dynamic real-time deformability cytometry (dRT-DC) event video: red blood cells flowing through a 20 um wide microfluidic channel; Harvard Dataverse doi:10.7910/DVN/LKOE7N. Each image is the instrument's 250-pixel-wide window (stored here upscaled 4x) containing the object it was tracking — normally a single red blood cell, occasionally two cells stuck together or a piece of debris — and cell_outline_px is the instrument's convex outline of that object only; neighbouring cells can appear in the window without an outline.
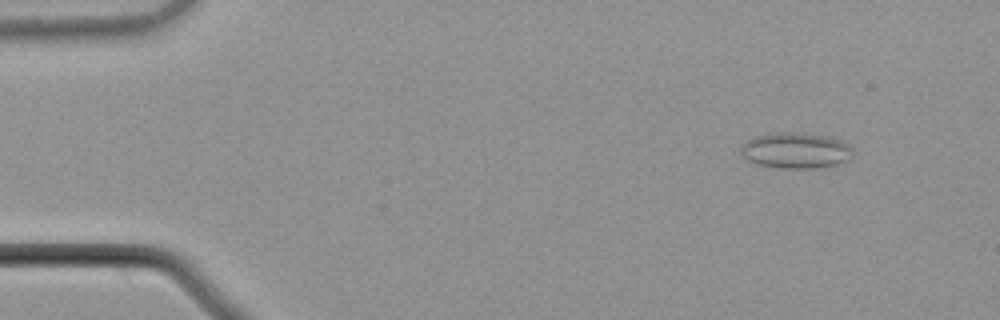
{"species": "common noctule bat (a hibernating species)", "species_latin": "Nyctalus noctula", "temperature_condition": "cold", "stored_images_in_passage": 56, "camera_frame_rate_fps": 3000, "um_per_image_px": 0.085, "animal": {"sex": "male", "body_mass_g": 21.5, "forearm_length_mm": 52.0}, "frame": {"image": 1, "passage_image": 6, "time_ms": 1.667, "image_size_px": [1000, 320], "cell_outline_px": [[852, 160], [836, 164], [816, 168], [780, 168], [756, 164], [748, 160], [740, 152], [740, 148], [752, 136], [780, 132], [800, 132], [824, 136], [840, 140], [848, 144], [852, 148]], "centroid_in_image_um": [67.64, 12.79], "position_along_channel_um": 17.4, "area_um2": 23.47}}
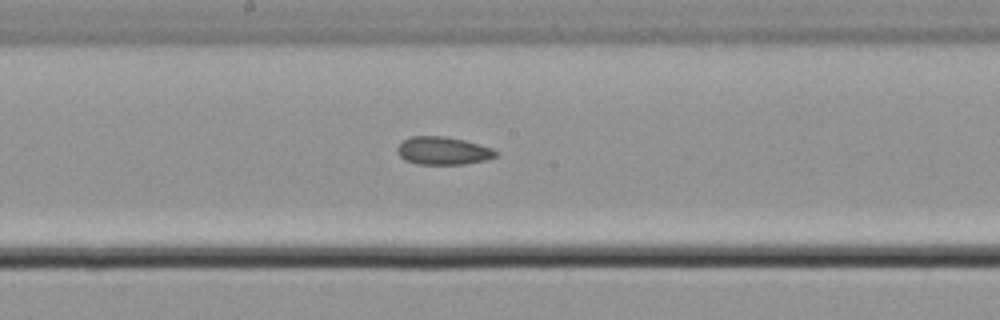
{"frame": {"image": 2, "passage_image": 30, "time_ms": 9.667, "image_size_px": [1000, 320], "cell_outline_px": [[496, 156], [484, 160], [464, 164], [416, 164], [404, 160], [396, 152], [396, 148], [404, 140], [412, 136], [444, 136], [464, 140], [492, 148], [496, 152]], "centroid_in_image_um": [37.61, 12.81], "position_along_channel_um": 210.6, "area_um2": 15.9}}
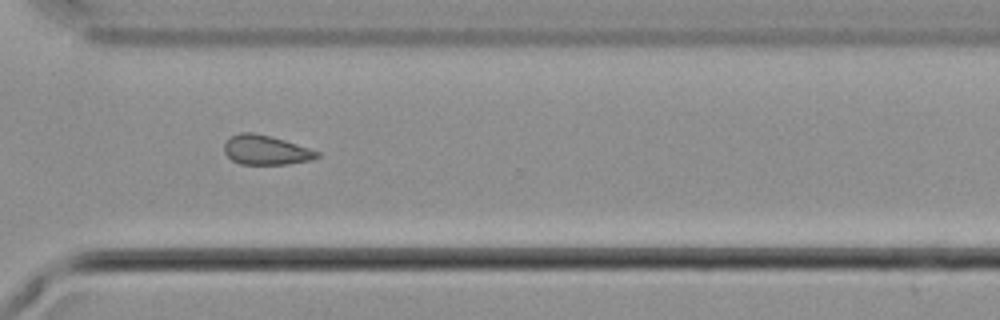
{"frame": {"image": 3, "passage_image": 41, "time_ms": 13.333, "image_size_px": [1000, 320], "cell_outline_px": [[320, 156], [312, 160], [288, 164], [240, 164], [232, 160], [224, 152], [224, 144], [232, 136], [240, 132], [252, 132], [272, 136], [320, 152]], "centroid_in_image_um": [22.6, 12.75], "position_along_channel_um": 348.0, "area_um2": 15.9}, "authors_computed_cell_mechanics": {"area_um2": 16.3574, "velocity_mm_per_s": 3.7425, "shape_relaxation_time_tau1_ms": null, "shape_relaxation_time_tau2_ms": 9.8458, "deformation_change_tau1": null, "deformation_change_tau2": 0.1653}}